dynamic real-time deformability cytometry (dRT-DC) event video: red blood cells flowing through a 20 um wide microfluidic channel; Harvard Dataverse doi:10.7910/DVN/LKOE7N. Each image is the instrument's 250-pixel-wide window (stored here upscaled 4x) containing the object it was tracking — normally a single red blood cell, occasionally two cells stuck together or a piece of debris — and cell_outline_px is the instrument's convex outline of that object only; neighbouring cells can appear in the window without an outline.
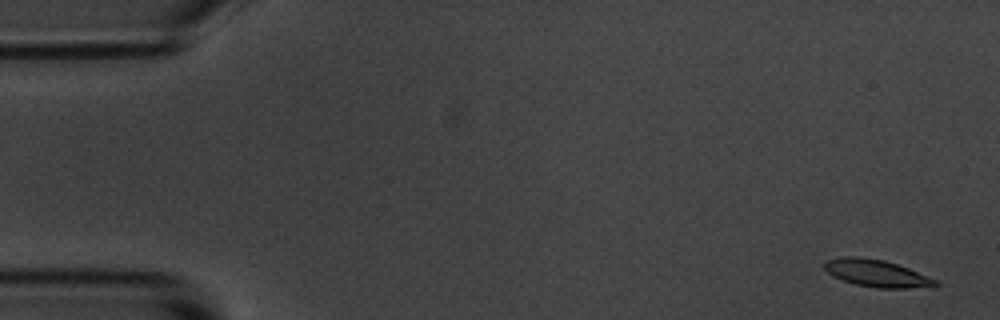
{"species": "common noctule bat (a hibernating species)", "species_latin": "Nyctalus noctula", "temperature_condition": "room temperature", "stored_images_in_passage": 7, "camera_frame_rate_fps": 3000, "um_per_image_px": 0.085, "animal": {"sex": "male", "body_mass_g": 20.1, "forearm_length_mm": 53.5}, "frame": {"image": 1, "passage_image": 1, "time_ms": 0.0, "image_size_px": [1000, 320], "cell_outline_px": [[940, 284], [936, 288], [876, 288], [856, 284], [844, 280], [828, 272], [824, 268], [824, 260], [840, 256], [860, 256], [884, 260], [908, 268], [940, 280]], "centroid_in_image_um": [74.61, 23.23], "position_along_channel_um": 10.4, "area_um2": 17.92}}
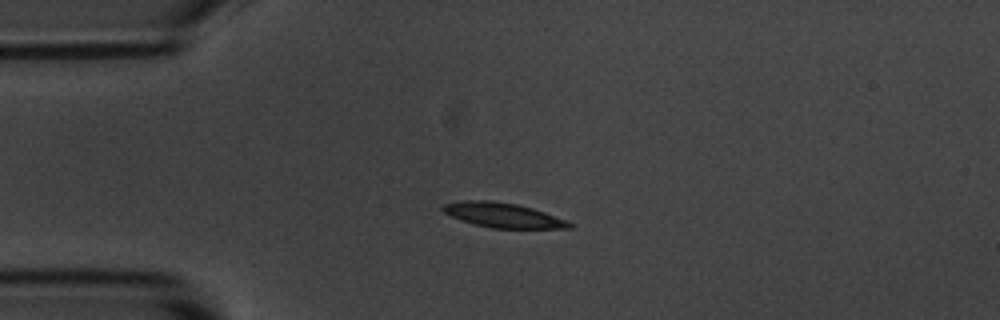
{"frame": {"image": 2, "passage_image": 4, "time_ms": 3.667, "image_size_px": [1000, 320], "cell_outline_px": [[572, 228], [492, 228], [472, 224], [460, 220], [444, 212], [440, 208], [444, 204], [464, 200], [488, 200], [516, 204], [532, 208], [544, 212], [564, 220], [572, 224]], "centroid_in_image_um": [42.69, 18.29], "position_along_channel_um": 42.3, "area_um2": 17.98}}
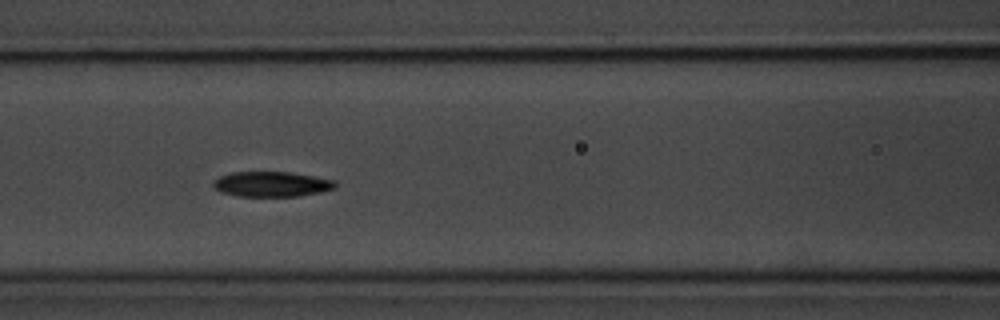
{"frame": {"image": 3, "passage_image": 7, "time_ms": 7.0, "image_size_px": [1000, 320], "cell_outline_px": [[336, 188], [320, 192], [300, 196], [240, 196], [220, 192], [212, 184], [212, 180], [220, 176], [232, 172], [288, 172], [336, 180]], "centroid_in_image_um": [23.08, 15.65], "position_along_channel_um": 143.5, "area_um2": 17.86}}